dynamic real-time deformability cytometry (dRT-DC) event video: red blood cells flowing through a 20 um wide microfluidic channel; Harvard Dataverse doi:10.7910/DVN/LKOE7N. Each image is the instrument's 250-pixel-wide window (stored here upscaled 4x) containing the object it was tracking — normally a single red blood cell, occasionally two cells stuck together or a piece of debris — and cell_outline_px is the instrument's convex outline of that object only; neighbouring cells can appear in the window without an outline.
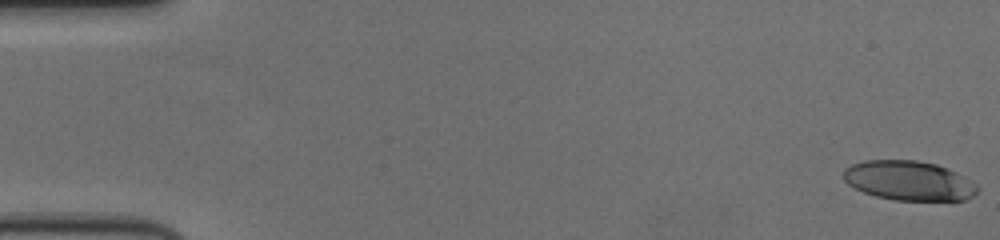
{"species": "human", "species_latin": "Homo sapiens", "temperature_condition": "cold", "stored_images_in_passage": 57, "camera_frame_rate_fps": 3000, "um_per_image_px": 0.085, "donor": {"sex": "female"}, "frame": {"image": 1, "passage_image": 1, "time_ms": 0.0, "image_size_px": [1000, 240], "cell_outline_px": [[980, 188], [972, 196], [964, 200], [896, 200], [876, 196], [864, 192], [848, 184], [844, 180], [844, 168], [852, 164], [864, 160], [916, 160], [936, 164], [948, 168], [964, 176], [976, 184]], "centroid_in_image_um": [77.26, 15.35], "position_along_channel_um": 7.7, "area_um2": 30.81}}
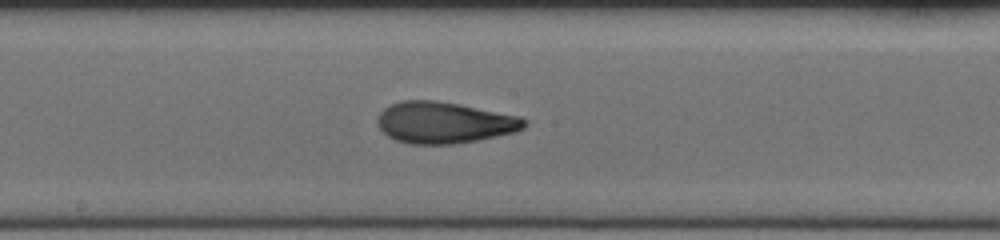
{"frame": {"image": 2, "passage_image": 31, "time_ms": 10.0, "image_size_px": [1000, 240], "cell_outline_px": [[528, 124], [524, 128], [516, 132], [476, 140], [452, 144], [408, 144], [396, 140], [388, 136], [376, 124], [376, 120], [380, 112], [384, 108], [400, 100], [436, 100], [460, 104], [520, 116], [528, 120]], "centroid_in_image_um": [37.76, 10.41], "position_along_channel_um": 210.4, "area_um2": 35.66}}
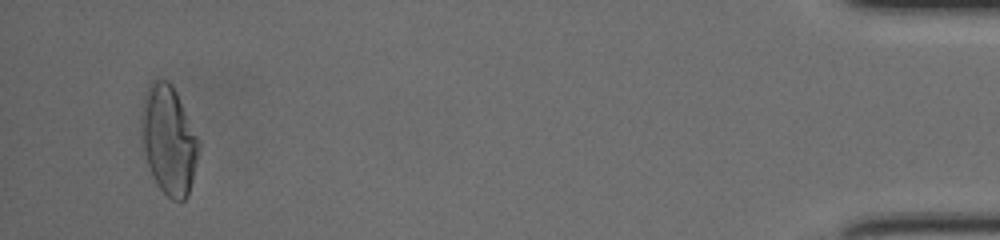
{"frame": {"image": 3, "passage_image": 55, "time_ms": 18.0, "image_size_px": [1000, 240], "cell_outline_px": [[200, 144], [192, 180], [188, 196], [184, 200], [172, 200], [156, 184], [152, 176], [144, 152], [140, 132], [140, 116], [148, 88], [152, 80], [164, 80], [176, 92], [200, 140]], "centroid_in_image_um": [14.33, 11.94], "position_along_channel_um": 420.9, "area_um2": 36.01}, "authors_computed_cell_mechanics": {"area_um2": 33.8708, "velocity_mm_per_s": 3.6224, "shape_relaxation_time_tau1_ms": 8.6413, "shape_relaxation_time_tau2_ms": 1.599, "deformation_change_tau1": 0.2692, "deformation_change_tau2": 0.0898}}